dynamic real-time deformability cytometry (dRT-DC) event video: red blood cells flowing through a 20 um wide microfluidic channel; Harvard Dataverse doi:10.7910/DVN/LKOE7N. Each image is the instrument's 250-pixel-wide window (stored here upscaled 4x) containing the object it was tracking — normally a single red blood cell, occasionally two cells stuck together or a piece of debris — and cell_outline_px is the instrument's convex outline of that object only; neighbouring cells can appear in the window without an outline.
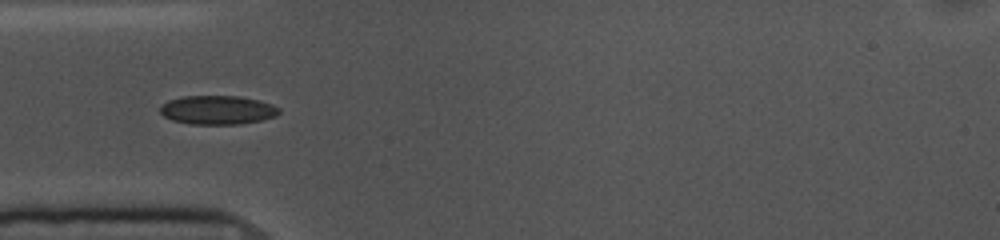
{"species": "common noctule bat (a hibernating species)", "species_latin": "Nyctalus noctula", "temperature_condition": "cold", "stored_images_in_passage": 40, "camera_frame_rate_fps": 3000, "um_per_image_px": 0.085, "animal": {"sex": "female", "body_mass_g": 10.0, "forearm_length_mm": 53.1}, "frame": {"image": 1, "passage_image": 1, "time_ms": 0.0, "image_size_px": [1000, 240], "cell_outline_px": [[280, 112], [276, 116], [260, 120], [240, 124], [188, 124], [172, 120], [164, 116], [160, 112], [160, 108], [168, 100], [184, 96], [240, 96], [260, 100], [272, 104], [280, 108]], "centroid_in_image_um": [18.51, 9.34], "position_along_channel_um": 66.5, "area_um2": 20.06}}
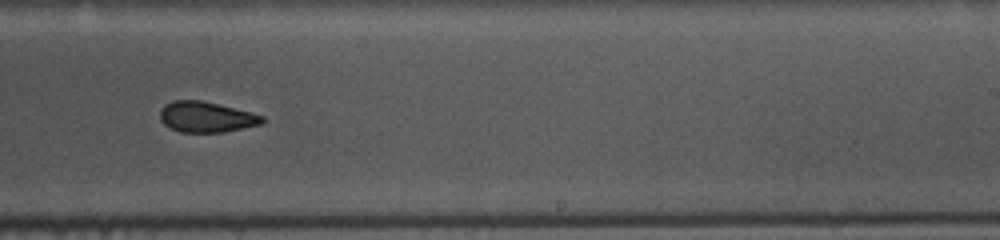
{"frame": {"image": 2, "passage_image": 18, "time_ms": 5.667, "image_size_px": [1000, 240], "cell_outline_px": [[264, 120], [260, 124], [224, 132], [180, 132], [164, 124], [160, 120], [160, 108], [164, 104], [172, 100], [200, 100], [252, 112], [264, 116]], "centroid_in_image_um": [17.5, 9.93], "position_along_channel_um": 271.5, "area_um2": 18.21}}
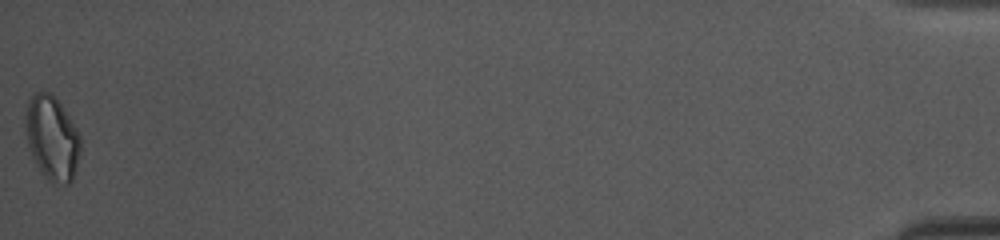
{"frame": {"image": 3, "passage_image": 40, "time_ms": 13.0, "image_size_px": [1000, 240], "cell_outline_px": [[80, 152], [76, 168], [72, 180], [68, 184], [52, 184], [40, 172], [28, 148], [24, 124], [24, 116], [28, 100], [36, 92], [48, 92], [60, 104], [76, 128], [80, 136]], "centroid_in_image_um": [4.39, 11.77], "position_along_channel_um": 430.8, "area_um2": 27.05}, "authors_computed_cell_mechanics": {"area_um2": 19.3052, "velocity_mm_per_s": 3.6068, "shape_relaxation_time_tau1_ms": 5.1492, "shape_relaxation_time_tau2_ms": 5.1043, "deformation_change_tau1": 0.0963, "deformation_change_tau2": 0.0632}}